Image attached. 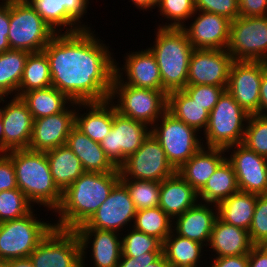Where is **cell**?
<instances>
[{"mask_svg": "<svg viewBox=\"0 0 267 267\" xmlns=\"http://www.w3.org/2000/svg\"><path fill=\"white\" fill-rule=\"evenodd\" d=\"M161 255L162 252H147L141 254V256H137L136 258L121 256V259L116 267H146L147 265L155 262Z\"/></svg>", "mask_w": 267, "mask_h": 267, "instance_id": "f907efd6", "label": "cell"}, {"mask_svg": "<svg viewBox=\"0 0 267 267\" xmlns=\"http://www.w3.org/2000/svg\"><path fill=\"white\" fill-rule=\"evenodd\" d=\"M11 267H34V265L30 260V258L26 257V258L12 259Z\"/></svg>", "mask_w": 267, "mask_h": 267, "instance_id": "9f6ffc18", "label": "cell"}, {"mask_svg": "<svg viewBox=\"0 0 267 267\" xmlns=\"http://www.w3.org/2000/svg\"><path fill=\"white\" fill-rule=\"evenodd\" d=\"M198 201V192L177 172L161 181L159 207L173 220Z\"/></svg>", "mask_w": 267, "mask_h": 267, "instance_id": "f1b7e54d", "label": "cell"}, {"mask_svg": "<svg viewBox=\"0 0 267 267\" xmlns=\"http://www.w3.org/2000/svg\"><path fill=\"white\" fill-rule=\"evenodd\" d=\"M46 155L53 180L62 192L85 172L78 157L66 145L47 151Z\"/></svg>", "mask_w": 267, "mask_h": 267, "instance_id": "f546056e", "label": "cell"}, {"mask_svg": "<svg viewBox=\"0 0 267 267\" xmlns=\"http://www.w3.org/2000/svg\"><path fill=\"white\" fill-rule=\"evenodd\" d=\"M119 181L120 171L84 172L63 192L61 205L55 211L58 218L54 227L75 230L85 224Z\"/></svg>", "mask_w": 267, "mask_h": 267, "instance_id": "7a4b0ae2", "label": "cell"}, {"mask_svg": "<svg viewBox=\"0 0 267 267\" xmlns=\"http://www.w3.org/2000/svg\"><path fill=\"white\" fill-rule=\"evenodd\" d=\"M132 225L135 230L156 237L162 243L173 231V219L159 206L136 211Z\"/></svg>", "mask_w": 267, "mask_h": 267, "instance_id": "74e56055", "label": "cell"}, {"mask_svg": "<svg viewBox=\"0 0 267 267\" xmlns=\"http://www.w3.org/2000/svg\"><path fill=\"white\" fill-rule=\"evenodd\" d=\"M28 54L29 52L23 50L0 53V103L4 104L8 95L18 96Z\"/></svg>", "mask_w": 267, "mask_h": 267, "instance_id": "e575fe53", "label": "cell"}, {"mask_svg": "<svg viewBox=\"0 0 267 267\" xmlns=\"http://www.w3.org/2000/svg\"><path fill=\"white\" fill-rule=\"evenodd\" d=\"M127 231V234L121 233L122 256L136 258L147 252H162L163 243L158 238L137 231L133 227Z\"/></svg>", "mask_w": 267, "mask_h": 267, "instance_id": "b9f144b4", "label": "cell"}, {"mask_svg": "<svg viewBox=\"0 0 267 267\" xmlns=\"http://www.w3.org/2000/svg\"><path fill=\"white\" fill-rule=\"evenodd\" d=\"M196 11H206L233 21L239 17V0H195Z\"/></svg>", "mask_w": 267, "mask_h": 267, "instance_id": "bcb514c9", "label": "cell"}, {"mask_svg": "<svg viewBox=\"0 0 267 267\" xmlns=\"http://www.w3.org/2000/svg\"><path fill=\"white\" fill-rule=\"evenodd\" d=\"M128 189L136 211L159 206L161 182L120 180Z\"/></svg>", "mask_w": 267, "mask_h": 267, "instance_id": "ab89813d", "label": "cell"}, {"mask_svg": "<svg viewBox=\"0 0 267 267\" xmlns=\"http://www.w3.org/2000/svg\"><path fill=\"white\" fill-rule=\"evenodd\" d=\"M233 61L226 49H194L189 62L187 85L227 87Z\"/></svg>", "mask_w": 267, "mask_h": 267, "instance_id": "2e32d148", "label": "cell"}, {"mask_svg": "<svg viewBox=\"0 0 267 267\" xmlns=\"http://www.w3.org/2000/svg\"><path fill=\"white\" fill-rule=\"evenodd\" d=\"M55 33H74L90 29L81 20L90 0H28ZM83 23V24H82ZM65 27V28H63ZM69 27V28H68Z\"/></svg>", "mask_w": 267, "mask_h": 267, "instance_id": "ac0fdd59", "label": "cell"}, {"mask_svg": "<svg viewBox=\"0 0 267 267\" xmlns=\"http://www.w3.org/2000/svg\"><path fill=\"white\" fill-rule=\"evenodd\" d=\"M17 188L12 160L6 153H0V192Z\"/></svg>", "mask_w": 267, "mask_h": 267, "instance_id": "7dc6e473", "label": "cell"}, {"mask_svg": "<svg viewBox=\"0 0 267 267\" xmlns=\"http://www.w3.org/2000/svg\"><path fill=\"white\" fill-rule=\"evenodd\" d=\"M143 50L131 51V53L129 51L126 55L124 54L125 57L123 59L125 62L121 67L115 59V76L125 85L136 88L163 90L160 70L155 55L149 48Z\"/></svg>", "mask_w": 267, "mask_h": 267, "instance_id": "7402d4cb", "label": "cell"}, {"mask_svg": "<svg viewBox=\"0 0 267 267\" xmlns=\"http://www.w3.org/2000/svg\"><path fill=\"white\" fill-rule=\"evenodd\" d=\"M154 45L149 47L160 70L163 90L168 94L187 85L191 54L194 50L182 29L156 28Z\"/></svg>", "mask_w": 267, "mask_h": 267, "instance_id": "277c9868", "label": "cell"}, {"mask_svg": "<svg viewBox=\"0 0 267 267\" xmlns=\"http://www.w3.org/2000/svg\"><path fill=\"white\" fill-rule=\"evenodd\" d=\"M0 267H11V260H0Z\"/></svg>", "mask_w": 267, "mask_h": 267, "instance_id": "91938a15", "label": "cell"}, {"mask_svg": "<svg viewBox=\"0 0 267 267\" xmlns=\"http://www.w3.org/2000/svg\"><path fill=\"white\" fill-rule=\"evenodd\" d=\"M253 246L247 230L227 224L219 217L216 218L208 244V248L215 253L214 257L249 254Z\"/></svg>", "mask_w": 267, "mask_h": 267, "instance_id": "4316f807", "label": "cell"}, {"mask_svg": "<svg viewBox=\"0 0 267 267\" xmlns=\"http://www.w3.org/2000/svg\"><path fill=\"white\" fill-rule=\"evenodd\" d=\"M91 29L56 33L43 49L52 86L74 102L106 101L112 90L113 53Z\"/></svg>", "mask_w": 267, "mask_h": 267, "instance_id": "6da1fadb", "label": "cell"}, {"mask_svg": "<svg viewBox=\"0 0 267 267\" xmlns=\"http://www.w3.org/2000/svg\"><path fill=\"white\" fill-rule=\"evenodd\" d=\"M135 215L136 209L129 191L119 181L95 214L85 224L76 229H101L121 233L124 228L126 230L125 226H127V229L128 226L129 229L133 226L131 222L134 223Z\"/></svg>", "mask_w": 267, "mask_h": 267, "instance_id": "9a60e30c", "label": "cell"}, {"mask_svg": "<svg viewBox=\"0 0 267 267\" xmlns=\"http://www.w3.org/2000/svg\"><path fill=\"white\" fill-rule=\"evenodd\" d=\"M225 149L202 146L177 173L197 192L206 184L218 166L226 159Z\"/></svg>", "mask_w": 267, "mask_h": 267, "instance_id": "484cf974", "label": "cell"}, {"mask_svg": "<svg viewBox=\"0 0 267 267\" xmlns=\"http://www.w3.org/2000/svg\"><path fill=\"white\" fill-rule=\"evenodd\" d=\"M204 245L172 231L163 241L162 254L171 267H201ZM203 250V251H202Z\"/></svg>", "mask_w": 267, "mask_h": 267, "instance_id": "1f68e13d", "label": "cell"}, {"mask_svg": "<svg viewBox=\"0 0 267 267\" xmlns=\"http://www.w3.org/2000/svg\"><path fill=\"white\" fill-rule=\"evenodd\" d=\"M248 267H267V245H254L248 254Z\"/></svg>", "mask_w": 267, "mask_h": 267, "instance_id": "f5cc1de1", "label": "cell"}, {"mask_svg": "<svg viewBox=\"0 0 267 267\" xmlns=\"http://www.w3.org/2000/svg\"><path fill=\"white\" fill-rule=\"evenodd\" d=\"M0 153H4V127L0 117Z\"/></svg>", "mask_w": 267, "mask_h": 267, "instance_id": "680465c9", "label": "cell"}, {"mask_svg": "<svg viewBox=\"0 0 267 267\" xmlns=\"http://www.w3.org/2000/svg\"><path fill=\"white\" fill-rule=\"evenodd\" d=\"M217 217V205L199 200L185 213L173 220V231L177 235L201 243L207 248Z\"/></svg>", "mask_w": 267, "mask_h": 267, "instance_id": "cb8c5ba5", "label": "cell"}, {"mask_svg": "<svg viewBox=\"0 0 267 267\" xmlns=\"http://www.w3.org/2000/svg\"><path fill=\"white\" fill-rule=\"evenodd\" d=\"M159 8V9H158ZM157 9L160 16L167 22L158 25V28L181 29L188 19L195 13V0H158Z\"/></svg>", "mask_w": 267, "mask_h": 267, "instance_id": "f35d334b", "label": "cell"}, {"mask_svg": "<svg viewBox=\"0 0 267 267\" xmlns=\"http://www.w3.org/2000/svg\"><path fill=\"white\" fill-rule=\"evenodd\" d=\"M211 258V265L206 267H248V254Z\"/></svg>", "mask_w": 267, "mask_h": 267, "instance_id": "816d5d0a", "label": "cell"}, {"mask_svg": "<svg viewBox=\"0 0 267 267\" xmlns=\"http://www.w3.org/2000/svg\"><path fill=\"white\" fill-rule=\"evenodd\" d=\"M238 191L235 171L231 163L225 159L198 192V199L204 203L218 205Z\"/></svg>", "mask_w": 267, "mask_h": 267, "instance_id": "d6a6232c", "label": "cell"}, {"mask_svg": "<svg viewBox=\"0 0 267 267\" xmlns=\"http://www.w3.org/2000/svg\"><path fill=\"white\" fill-rule=\"evenodd\" d=\"M109 99L115 102L114 106L120 115L143 122L149 127L167 111L168 106V94L164 90L125 85L115 75Z\"/></svg>", "mask_w": 267, "mask_h": 267, "instance_id": "5b68a950", "label": "cell"}, {"mask_svg": "<svg viewBox=\"0 0 267 267\" xmlns=\"http://www.w3.org/2000/svg\"><path fill=\"white\" fill-rule=\"evenodd\" d=\"M120 180L161 182L177 170L169 163L164 149L150 133L140 148L119 167Z\"/></svg>", "mask_w": 267, "mask_h": 267, "instance_id": "8fae6325", "label": "cell"}, {"mask_svg": "<svg viewBox=\"0 0 267 267\" xmlns=\"http://www.w3.org/2000/svg\"><path fill=\"white\" fill-rule=\"evenodd\" d=\"M248 232L254 245H267V194L257 196L255 211Z\"/></svg>", "mask_w": 267, "mask_h": 267, "instance_id": "ee69618b", "label": "cell"}, {"mask_svg": "<svg viewBox=\"0 0 267 267\" xmlns=\"http://www.w3.org/2000/svg\"><path fill=\"white\" fill-rule=\"evenodd\" d=\"M74 231L81 245V267L88 266L85 264L88 256L86 255L88 254L87 248L91 249L89 251H91L93 267H116L118 265L122 256L121 233L101 229H75Z\"/></svg>", "mask_w": 267, "mask_h": 267, "instance_id": "ffe728a7", "label": "cell"}, {"mask_svg": "<svg viewBox=\"0 0 267 267\" xmlns=\"http://www.w3.org/2000/svg\"><path fill=\"white\" fill-rule=\"evenodd\" d=\"M190 20V25L181 29L194 49H227L230 20L206 11H195Z\"/></svg>", "mask_w": 267, "mask_h": 267, "instance_id": "d6986e66", "label": "cell"}, {"mask_svg": "<svg viewBox=\"0 0 267 267\" xmlns=\"http://www.w3.org/2000/svg\"><path fill=\"white\" fill-rule=\"evenodd\" d=\"M239 16H267V0H239Z\"/></svg>", "mask_w": 267, "mask_h": 267, "instance_id": "681fc988", "label": "cell"}, {"mask_svg": "<svg viewBox=\"0 0 267 267\" xmlns=\"http://www.w3.org/2000/svg\"><path fill=\"white\" fill-rule=\"evenodd\" d=\"M75 111L76 102L73 101L63 112L34 119L28 149L47 152L65 145L75 125Z\"/></svg>", "mask_w": 267, "mask_h": 267, "instance_id": "44dd1931", "label": "cell"}, {"mask_svg": "<svg viewBox=\"0 0 267 267\" xmlns=\"http://www.w3.org/2000/svg\"><path fill=\"white\" fill-rule=\"evenodd\" d=\"M226 89L213 85H186L183 90L210 113Z\"/></svg>", "mask_w": 267, "mask_h": 267, "instance_id": "f6af8a7d", "label": "cell"}, {"mask_svg": "<svg viewBox=\"0 0 267 267\" xmlns=\"http://www.w3.org/2000/svg\"><path fill=\"white\" fill-rule=\"evenodd\" d=\"M242 144L267 157V117L249 115Z\"/></svg>", "mask_w": 267, "mask_h": 267, "instance_id": "7bdbcfd3", "label": "cell"}, {"mask_svg": "<svg viewBox=\"0 0 267 267\" xmlns=\"http://www.w3.org/2000/svg\"><path fill=\"white\" fill-rule=\"evenodd\" d=\"M65 145L78 157L85 172L119 171L107 157L100 143L91 140L75 125L70 130Z\"/></svg>", "mask_w": 267, "mask_h": 267, "instance_id": "83f0119b", "label": "cell"}, {"mask_svg": "<svg viewBox=\"0 0 267 267\" xmlns=\"http://www.w3.org/2000/svg\"><path fill=\"white\" fill-rule=\"evenodd\" d=\"M225 152H229L228 155L231 153L226 159L235 171L239 190L257 195L267 194L266 157L258 155L242 143L228 146Z\"/></svg>", "mask_w": 267, "mask_h": 267, "instance_id": "e0dca14e", "label": "cell"}, {"mask_svg": "<svg viewBox=\"0 0 267 267\" xmlns=\"http://www.w3.org/2000/svg\"><path fill=\"white\" fill-rule=\"evenodd\" d=\"M167 110L200 133L202 130L204 132L207 127L210 113L195 102L183 89L168 93Z\"/></svg>", "mask_w": 267, "mask_h": 267, "instance_id": "d590c367", "label": "cell"}, {"mask_svg": "<svg viewBox=\"0 0 267 267\" xmlns=\"http://www.w3.org/2000/svg\"><path fill=\"white\" fill-rule=\"evenodd\" d=\"M33 208L34 206L18 188L0 192V223L20 219L29 214Z\"/></svg>", "mask_w": 267, "mask_h": 267, "instance_id": "60d3db41", "label": "cell"}, {"mask_svg": "<svg viewBox=\"0 0 267 267\" xmlns=\"http://www.w3.org/2000/svg\"><path fill=\"white\" fill-rule=\"evenodd\" d=\"M82 108L86 112L81 113ZM75 126L91 140L100 143L113 126V102L110 99L101 102H76Z\"/></svg>", "mask_w": 267, "mask_h": 267, "instance_id": "d4e9b609", "label": "cell"}, {"mask_svg": "<svg viewBox=\"0 0 267 267\" xmlns=\"http://www.w3.org/2000/svg\"><path fill=\"white\" fill-rule=\"evenodd\" d=\"M20 97L26 103L33 119L63 112L73 102L53 86L25 92Z\"/></svg>", "mask_w": 267, "mask_h": 267, "instance_id": "836d02e7", "label": "cell"}, {"mask_svg": "<svg viewBox=\"0 0 267 267\" xmlns=\"http://www.w3.org/2000/svg\"><path fill=\"white\" fill-rule=\"evenodd\" d=\"M150 133L151 127L147 124L120 115L113 102V126L100 145L110 161L119 168Z\"/></svg>", "mask_w": 267, "mask_h": 267, "instance_id": "4fadbf2b", "label": "cell"}, {"mask_svg": "<svg viewBox=\"0 0 267 267\" xmlns=\"http://www.w3.org/2000/svg\"><path fill=\"white\" fill-rule=\"evenodd\" d=\"M34 211L20 219L0 223V260L29 257L54 227L53 222L37 219Z\"/></svg>", "mask_w": 267, "mask_h": 267, "instance_id": "9c48e42d", "label": "cell"}, {"mask_svg": "<svg viewBox=\"0 0 267 267\" xmlns=\"http://www.w3.org/2000/svg\"><path fill=\"white\" fill-rule=\"evenodd\" d=\"M258 115L267 117V69L263 72L260 85V104Z\"/></svg>", "mask_w": 267, "mask_h": 267, "instance_id": "db71d44e", "label": "cell"}, {"mask_svg": "<svg viewBox=\"0 0 267 267\" xmlns=\"http://www.w3.org/2000/svg\"><path fill=\"white\" fill-rule=\"evenodd\" d=\"M6 154L14 165L18 189L33 206L38 204L56 215L63 192L53 180L46 152L27 148L12 150Z\"/></svg>", "mask_w": 267, "mask_h": 267, "instance_id": "3957f363", "label": "cell"}, {"mask_svg": "<svg viewBox=\"0 0 267 267\" xmlns=\"http://www.w3.org/2000/svg\"><path fill=\"white\" fill-rule=\"evenodd\" d=\"M52 86L49 61L41 52L29 53L18 89V97L32 90L45 89Z\"/></svg>", "mask_w": 267, "mask_h": 267, "instance_id": "8d00e7d4", "label": "cell"}, {"mask_svg": "<svg viewBox=\"0 0 267 267\" xmlns=\"http://www.w3.org/2000/svg\"><path fill=\"white\" fill-rule=\"evenodd\" d=\"M34 267H81V245L74 230L53 227L29 256Z\"/></svg>", "mask_w": 267, "mask_h": 267, "instance_id": "7c38bea8", "label": "cell"}, {"mask_svg": "<svg viewBox=\"0 0 267 267\" xmlns=\"http://www.w3.org/2000/svg\"><path fill=\"white\" fill-rule=\"evenodd\" d=\"M55 34L28 0H10L11 50L41 52Z\"/></svg>", "mask_w": 267, "mask_h": 267, "instance_id": "8992f818", "label": "cell"}, {"mask_svg": "<svg viewBox=\"0 0 267 267\" xmlns=\"http://www.w3.org/2000/svg\"><path fill=\"white\" fill-rule=\"evenodd\" d=\"M0 2V53L11 50L8 42L10 28V0Z\"/></svg>", "mask_w": 267, "mask_h": 267, "instance_id": "c3c4849f", "label": "cell"}, {"mask_svg": "<svg viewBox=\"0 0 267 267\" xmlns=\"http://www.w3.org/2000/svg\"><path fill=\"white\" fill-rule=\"evenodd\" d=\"M131 1L132 5L134 3L136 8L139 10H143V12L147 10L152 11V9L157 8L158 5V0H131Z\"/></svg>", "mask_w": 267, "mask_h": 267, "instance_id": "11a10c76", "label": "cell"}, {"mask_svg": "<svg viewBox=\"0 0 267 267\" xmlns=\"http://www.w3.org/2000/svg\"><path fill=\"white\" fill-rule=\"evenodd\" d=\"M146 267H171V265L162 254L155 262L147 265Z\"/></svg>", "mask_w": 267, "mask_h": 267, "instance_id": "6f0895ef", "label": "cell"}, {"mask_svg": "<svg viewBox=\"0 0 267 267\" xmlns=\"http://www.w3.org/2000/svg\"><path fill=\"white\" fill-rule=\"evenodd\" d=\"M226 50L235 61L267 62V16H239L231 21Z\"/></svg>", "mask_w": 267, "mask_h": 267, "instance_id": "30bf717a", "label": "cell"}, {"mask_svg": "<svg viewBox=\"0 0 267 267\" xmlns=\"http://www.w3.org/2000/svg\"><path fill=\"white\" fill-rule=\"evenodd\" d=\"M7 102L4 107H0L4 127V153L29 147L34 121L21 97L11 96Z\"/></svg>", "mask_w": 267, "mask_h": 267, "instance_id": "603a6c76", "label": "cell"}, {"mask_svg": "<svg viewBox=\"0 0 267 267\" xmlns=\"http://www.w3.org/2000/svg\"><path fill=\"white\" fill-rule=\"evenodd\" d=\"M267 62L233 61L229 72L227 91L249 114L258 115L260 85Z\"/></svg>", "mask_w": 267, "mask_h": 267, "instance_id": "5bb4252c", "label": "cell"}, {"mask_svg": "<svg viewBox=\"0 0 267 267\" xmlns=\"http://www.w3.org/2000/svg\"><path fill=\"white\" fill-rule=\"evenodd\" d=\"M257 194L238 191L217 205L218 217L227 224L249 231Z\"/></svg>", "mask_w": 267, "mask_h": 267, "instance_id": "4dcf8cb0", "label": "cell"}, {"mask_svg": "<svg viewBox=\"0 0 267 267\" xmlns=\"http://www.w3.org/2000/svg\"><path fill=\"white\" fill-rule=\"evenodd\" d=\"M151 134L160 143L169 163L176 170L203 146V137L198 135L201 133L177 119L168 110L151 127Z\"/></svg>", "mask_w": 267, "mask_h": 267, "instance_id": "ba28073f", "label": "cell"}, {"mask_svg": "<svg viewBox=\"0 0 267 267\" xmlns=\"http://www.w3.org/2000/svg\"><path fill=\"white\" fill-rule=\"evenodd\" d=\"M249 114L227 91L223 92L210 111L208 124L202 133L205 147L227 148L243 142Z\"/></svg>", "mask_w": 267, "mask_h": 267, "instance_id": "52a82bcc", "label": "cell"}]
</instances>
